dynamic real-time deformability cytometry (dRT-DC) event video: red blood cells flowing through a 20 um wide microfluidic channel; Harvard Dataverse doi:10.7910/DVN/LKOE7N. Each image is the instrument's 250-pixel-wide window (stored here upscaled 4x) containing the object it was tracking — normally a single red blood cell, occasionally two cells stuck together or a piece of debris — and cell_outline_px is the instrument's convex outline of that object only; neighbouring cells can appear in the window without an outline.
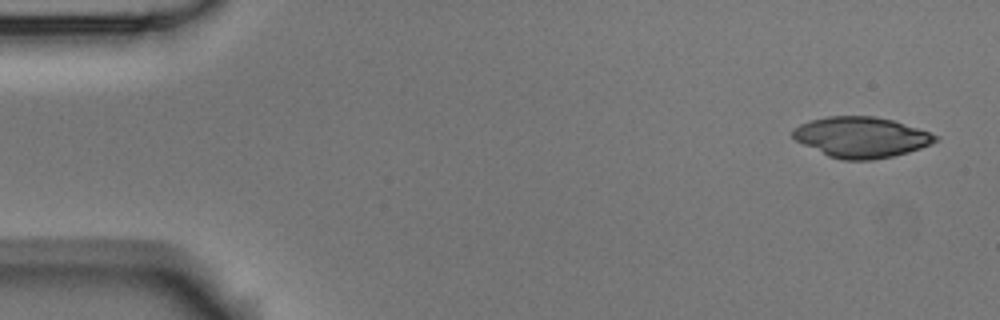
{"species": "Egyptian fruit bat (a non-hibernating species)", "species_latin": "Rousettus aegyptiacus", "temperature_condition": "room temperature", "stored_images_in_passage": 7, "camera_frame_rate_fps": 3000, "um_per_image_px": 0.085, "animal": {"sex": "male"}, "frame": {"image": 1, "passage_image": 1, "time_ms": 0.0, "image_size_px": [1000, 320], "cell_outline_px": [[940, 140], [932, 144], [908, 152], [892, 156], [872, 160], [844, 160], [828, 156], [796, 140], [792, 136], [792, 132], [800, 124], [812, 120], [828, 116], [876, 116], [892, 120], [940, 136]], "centroid_in_image_um": [73.23, 11.66], "position_along_channel_um": 11.8, "area_um2": 33.47}}